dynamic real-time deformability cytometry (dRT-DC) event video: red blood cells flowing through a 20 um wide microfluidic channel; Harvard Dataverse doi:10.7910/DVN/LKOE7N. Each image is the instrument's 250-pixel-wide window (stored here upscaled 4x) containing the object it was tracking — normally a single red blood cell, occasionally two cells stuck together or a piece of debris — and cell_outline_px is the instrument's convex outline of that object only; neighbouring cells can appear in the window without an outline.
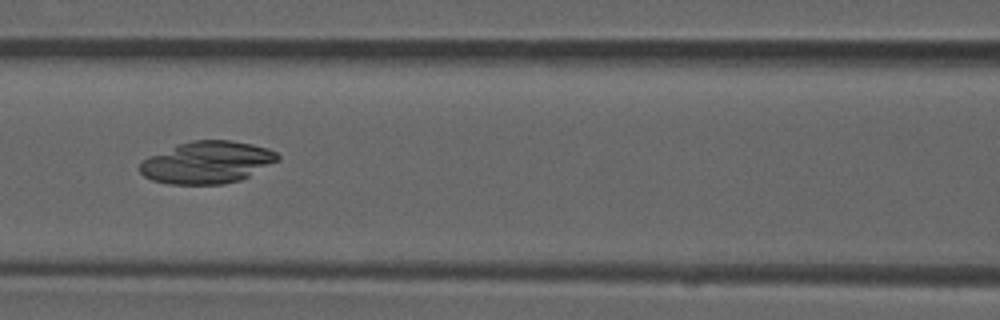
{"species": "common noctule bat (a hibernating species)", "species_latin": "Nyctalus noctula", "temperature_condition": "room temperature", "stored_images_in_passage": 8, "camera_frame_rate_fps": 3000, "um_per_image_px": 0.085, "animal": {"sex": "male", "forearm_length_mm": 52.5}, "frame": {"image": 1, "passage_image": 6, "time_ms": 1.667, "image_size_px": [1000, 320], "cell_outline_px": [[280, 160], [240, 180], [224, 184], [168, 184], [152, 180], [144, 176], [140, 172], [140, 164], [148, 156], [180, 144], [192, 140], [232, 140], [252, 144], [268, 148], [276, 152], [280, 156]], "centroid_in_image_um": [17.63, 13.8], "position_along_channel_um": 149.0, "area_um2": 33.76}}
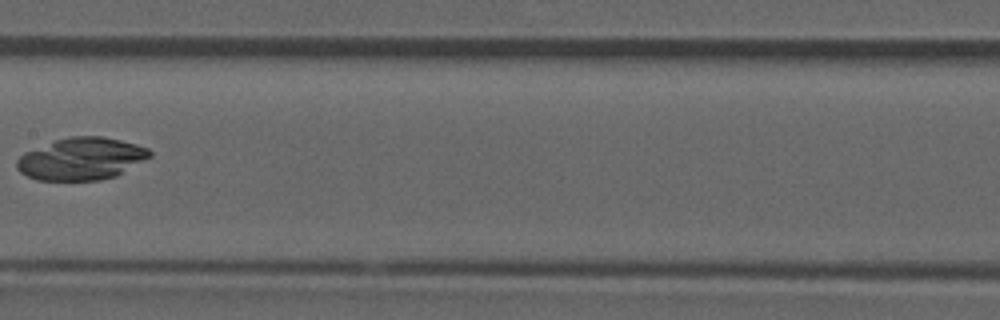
{"frame": {"image": 2, "passage_image": 7, "time_ms": 2.0, "image_size_px": [1000, 320], "cell_outline_px": [[152, 156], [116, 176], [100, 180], [36, 180], [20, 172], [16, 168], [16, 160], [24, 152], [56, 140], [68, 136], [104, 136], [136, 144], [148, 148], [152, 152]], "centroid_in_image_um": [6.92, 13.49], "position_along_channel_um": 200.5, "area_um2": 32.77}}